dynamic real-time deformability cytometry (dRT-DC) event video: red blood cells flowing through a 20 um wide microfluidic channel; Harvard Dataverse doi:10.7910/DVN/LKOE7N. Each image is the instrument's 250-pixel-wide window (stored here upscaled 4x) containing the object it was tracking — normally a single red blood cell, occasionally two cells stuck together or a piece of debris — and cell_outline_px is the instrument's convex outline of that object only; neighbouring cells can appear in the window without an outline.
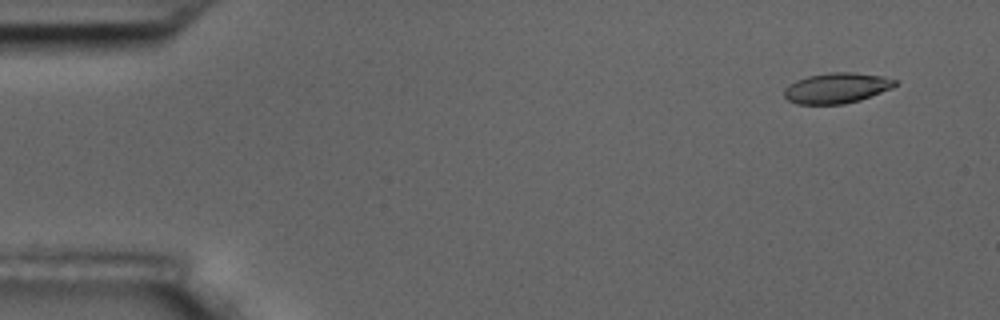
{"species": "common noctule bat (a hibernating species)", "species_latin": "Nyctalus noctula", "temperature_condition": "room temperature", "stored_images_in_passage": 4, "camera_frame_rate_fps": 3000, "um_per_image_px": 0.085, "animal": {"sex": "male", "body_mass_g": 17.5, "forearm_length_mm": 52.3}, "frame": {"image": 1, "passage_image": 1, "time_ms": 0.0, "image_size_px": [1000, 320], "cell_outline_px": [[896, 84], [892, 88], [860, 100], [844, 104], [796, 104], [788, 100], [784, 96], [784, 88], [788, 84], [796, 80], [808, 76], [828, 72], [852, 72], [884, 76], [896, 80]], "centroid_in_image_um": [71.09, 7.48], "position_along_channel_um": 13.9, "area_um2": 19.77}}
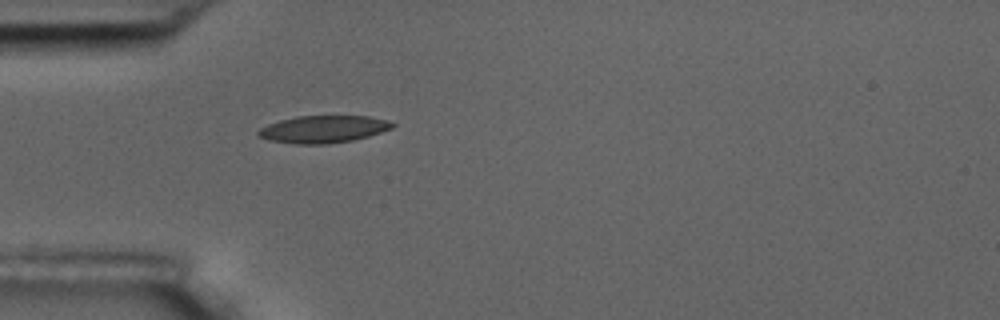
{"frame": {"image": 2, "passage_image": 4, "time_ms": 4.333, "image_size_px": [1000, 320], "cell_outline_px": [[396, 124], [392, 128], [368, 136], [352, 140], [328, 144], [296, 144], [268, 140], [256, 136], [256, 132], [260, 128], [268, 124], [280, 120], [296, 116], [368, 116], [388, 120]], "centroid_in_image_um": [27.45, 10.98], "position_along_channel_um": 57.6, "area_um2": 21.39}}